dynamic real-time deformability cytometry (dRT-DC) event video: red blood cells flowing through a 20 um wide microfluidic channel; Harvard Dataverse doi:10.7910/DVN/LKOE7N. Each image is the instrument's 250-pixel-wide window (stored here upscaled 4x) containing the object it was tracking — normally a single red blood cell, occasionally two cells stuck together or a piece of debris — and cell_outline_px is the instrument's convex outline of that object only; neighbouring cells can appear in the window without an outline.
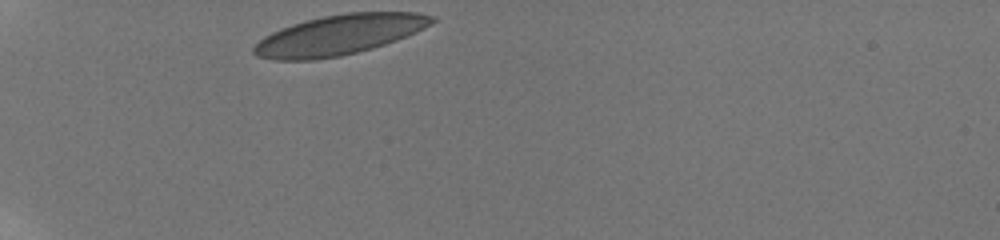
{"species": "human", "species_latin": "Homo sapiens", "temperature_condition": "room temperature", "stored_images_in_passage": 33, "camera_frame_rate_fps": 3000, "um_per_image_px": 0.085, "donor": {"sex": "male"}, "frame": {"image": 1, "passage_image": 1, "time_ms": 0.0, "image_size_px": [1000, 240], "cell_outline_px": [[436, 20], [424, 28], [416, 32], [396, 40], [372, 48], [340, 56], [312, 60], [272, 60], [256, 56], [252, 52], [252, 48], [264, 36], [280, 28], [304, 20], [344, 12], [416, 12], [436, 16]], "centroid_in_image_um": [28.81, 2.96], "position_along_channel_um": 56.2, "area_um2": 41.62}}
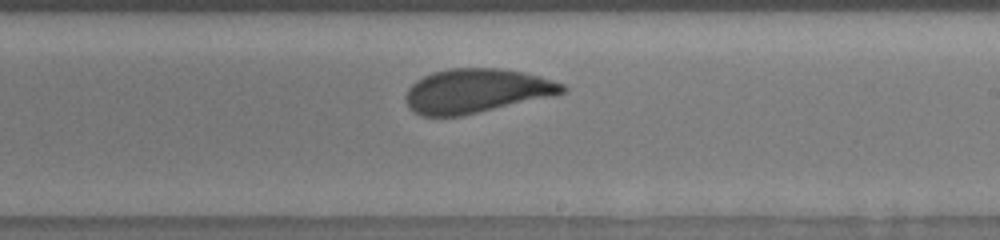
{"frame": {"image": 2, "passage_image": 19, "time_ms": 6.0, "image_size_px": [1000, 240], "cell_outline_px": [[568, 92], [552, 96], [460, 116], [420, 116], [412, 112], [408, 108], [404, 96], [408, 88], [416, 80], [432, 72], [452, 68], [496, 68], [524, 72], [540, 76], [564, 84], [568, 88]], "centroid_in_image_um": [40.47, 7.73], "position_along_channel_um": 248.5, "area_um2": 40.46}}
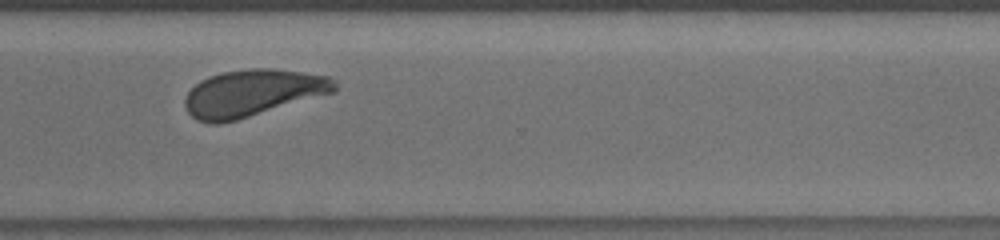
{"frame": {"image": 3, "passage_image": 27, "time_ms": 8.667, "image_size_px": [1000, 240], "cell_outline_px": [[336, 92], [236, 120], [220, 124], [212, 124], [196, 120], [188, 112], [184, 104], [184, 100], [188, 92], [200, 80], [208, 76], [224, 72], [248, 68], [272, 68], [328, 76], [336, 80]], "centroid_in_image_um": [21.47, 7.91], "position_along_channel_um": 349.1, "area_um2": 40.92}, "authors_computed_cell_mechanics": {"area_um2": 40.8646, "velocity_mm_per_s": 3.7629, "shape_relaxation_time_tau1_ms": 3.8043, "shape_relaxation_time_tau2_ms": null, "deformation_change_tau1": 0.1185, "deformation_change_tau2": null}}